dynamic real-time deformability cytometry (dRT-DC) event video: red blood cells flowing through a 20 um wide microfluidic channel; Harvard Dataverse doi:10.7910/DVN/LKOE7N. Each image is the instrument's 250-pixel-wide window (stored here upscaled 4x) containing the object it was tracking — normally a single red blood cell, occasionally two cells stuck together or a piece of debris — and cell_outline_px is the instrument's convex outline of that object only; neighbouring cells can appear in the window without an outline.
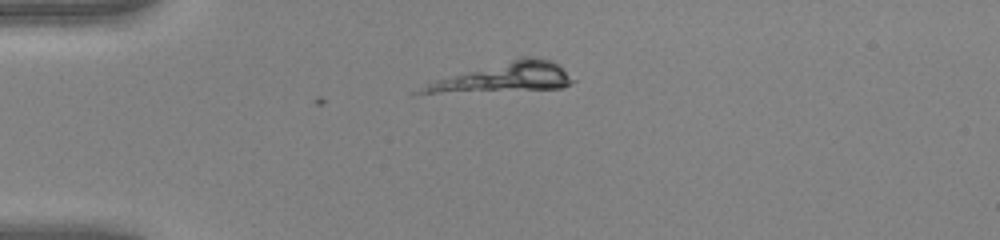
{"species": "human", "species_latin": "Homo sapiens", "temperature_condition": "warm", "stored_images_in_passage": 36, "camera_frame_rate_fps": 3000, "um_per_image_px": 0.085, "donor": {"sex": "female"}, "frame": {"image": 1, "passage_image": 1, "time_ms": 0.0, "image_size_px": [1000, 240], "cell_outline_px": [[576, 80], [564, 88], [416, 96], [412, 96], [408, 92], [436, 80], [524, 56], [536, 56], [552, 60]], "centroid_in_image_um": [42.66, 6.66], "position_along_channel_um": 42.3, "area_um2": 26.82}}
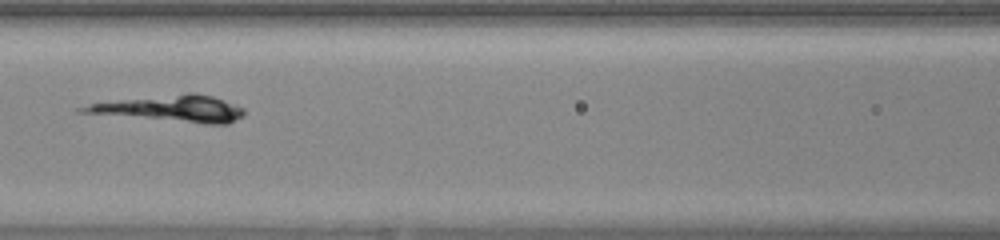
{"frame": {"image": 2, "passage_image": 11, "time_ms": 3.333, "image_size_px": [1000, 240], "cell_outline_px": [[244, 116], [228, 124], [204, 124], [76, 112], [76, 108], [92, 104], [120, 100], [188, 92], [196, 92], [212, 96], [244, 108]], "centroid_in_image_um": [14.59, 9.24], "position_along_channel_um": 152.0, "area_um2": 24.68}}
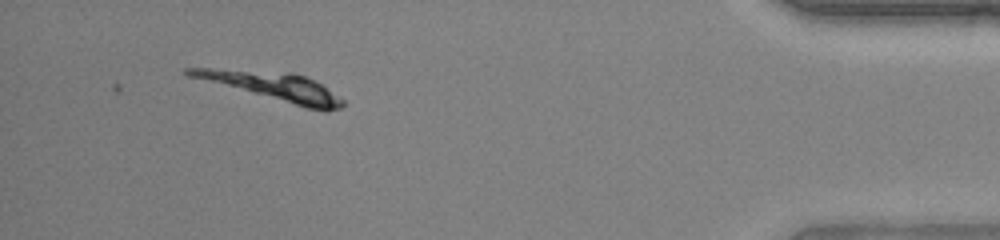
{"frame": {"image": 3, "passage_image": 33, "time_ms": 10.667, "image_size_px": [1000, 240], "cell_outline_px": [[344, 104], [340, 108], [328, 112], [324, 112], [304, 108], [184, 76], [184, 68], [212, 68], [292, 72], [304, 76], [320, 84], [344, 100]], "centroid_in_image_um": [23.13, 7.36], "position_along_channel_um": 412.1, "area_um2": 25.66}}